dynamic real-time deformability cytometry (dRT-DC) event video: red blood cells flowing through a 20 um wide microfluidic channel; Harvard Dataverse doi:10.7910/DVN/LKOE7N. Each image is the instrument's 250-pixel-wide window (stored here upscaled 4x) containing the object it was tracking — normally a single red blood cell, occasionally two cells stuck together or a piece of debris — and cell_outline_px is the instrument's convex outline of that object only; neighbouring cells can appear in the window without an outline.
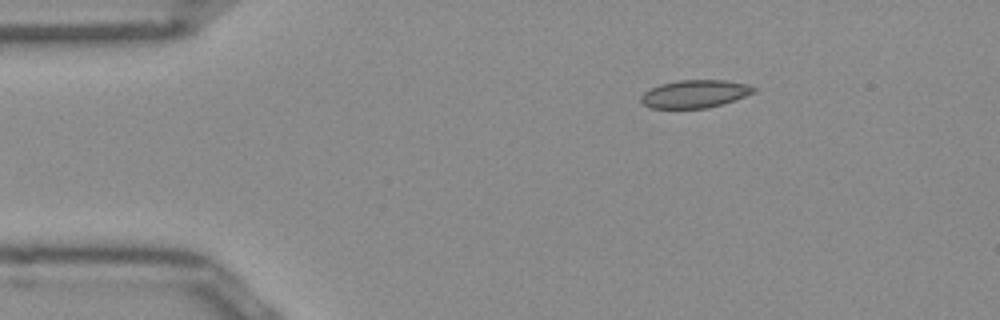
{"species": "Egyptian fruit bat (a non-hibernating species)", "species_latin": "Rousettus aegyptiacus", "temperature_condition": "room temperature", "stored_images_in_passage": 44, "camera_frame_rate_fps": 3000, "um_per_image_px": 0.085, "frame": {"image": 1, "passage_image": 1, "time_ms": 0.0, "image_size_px": [1000, 320], "cell_outline_px": [[756, 88], [752, 92], [744, 96], [708, 108], [652, 108], [644, 104], [640, 100], [640, 96], [644, 92], [660, 84], [680, 80], [724, 80], [748, 84]], "centroid_in_image_um": [59.02, 7.97], "position_along_channel_um": 26.0, "area_um2": 17.98}}
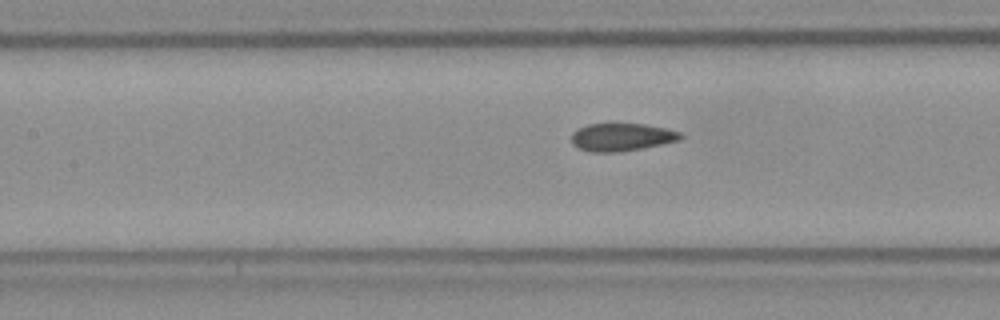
{"frame": {"image": 2, "passage_image": 15, "time_ms": 4.667, "image_size_px": [1000, 320], "cell_outline_px": [[684, 136], [680, 140], [620, 152], [592, 152], [580, 148], [572, 144], [572, 132], [588, 124], [644, 124], [664, 128], [680, 132]], "centroid_in_image_um": [52.84, 11.65], "position_along_channel_um": 154.6, "area_um2": 17.4}}
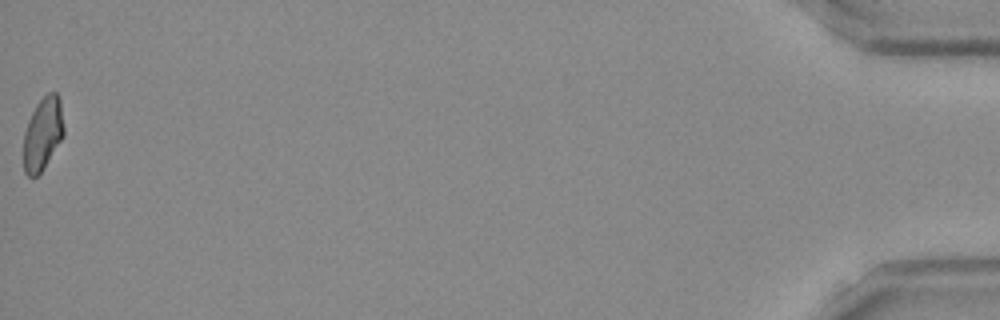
{"frame": {"image": 3, "passage_image": 44, "time_ms": 14.333, "image_size_px": [1000, 320], "cell_outline_px": [[64, 136], [44, 168], [36, 176], [28, 176], [24, 172], [24, 132], [28, 120], [36, 104], [48, 92], [56, 92], [60, 100], [64, 128]], "centroid_in_image_um": [3.64, 11.36], "position_along_channel_um": 431.6, "area_um2": 17.11}, "authors_computed_cell_mechanics": {"area_um2": 17.8891, "velocity_mm_per_s": 3.9585, "shape_relaxation_time_tau1_ms": null, "shape_relaxation_time_tau2_ms": 5.8094, "deformation_change_tau1": null, "deformation_change_tau2": 0.076}}